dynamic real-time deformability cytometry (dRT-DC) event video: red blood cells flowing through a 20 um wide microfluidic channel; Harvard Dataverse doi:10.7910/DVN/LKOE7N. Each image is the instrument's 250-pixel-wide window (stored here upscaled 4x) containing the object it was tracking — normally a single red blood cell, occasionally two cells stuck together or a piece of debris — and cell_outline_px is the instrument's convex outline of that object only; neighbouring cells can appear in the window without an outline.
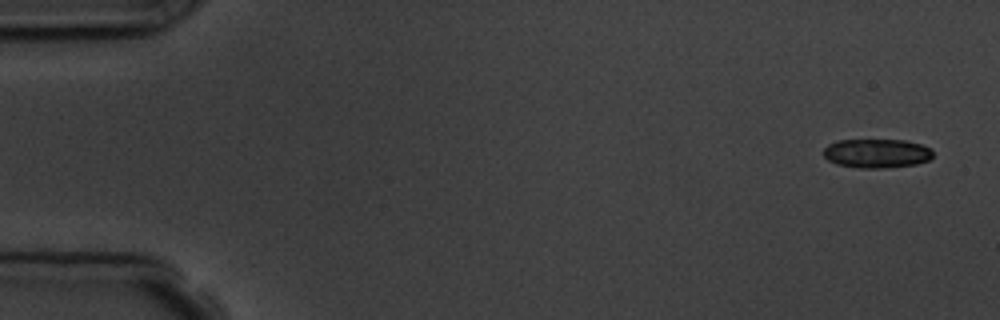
{"species": "common noctule bat (a hibernating species)", "species_latin": "Nyctalus noctula", "temperature_condition": "room temperature", "stored_images_in_passage": 5, "camera_frame_rate_fps": 3000, "um_per_image_px": 0.085, "animal": {"sex": "male", "body_mass_g": 19.5, "forearm_length_mm": 54.6}, "frame": {"image": 1, "passage_image": 1, "time_ms": 0.0, "image_size_px": [1000, 320], "cell_outline_px": [[932, 156], [928, 160], [916, 164], [884, 168], [860, 168], [836, 164], [828, 160], [824, 156], [824, 148], [828, 144], [840, 140], [904, 140], [920, 144], [932, 148]], "centroid_in_image_um": [74.52, 13.03], "position_along_channel_um": 10.5, "area_um2": 18.5}}